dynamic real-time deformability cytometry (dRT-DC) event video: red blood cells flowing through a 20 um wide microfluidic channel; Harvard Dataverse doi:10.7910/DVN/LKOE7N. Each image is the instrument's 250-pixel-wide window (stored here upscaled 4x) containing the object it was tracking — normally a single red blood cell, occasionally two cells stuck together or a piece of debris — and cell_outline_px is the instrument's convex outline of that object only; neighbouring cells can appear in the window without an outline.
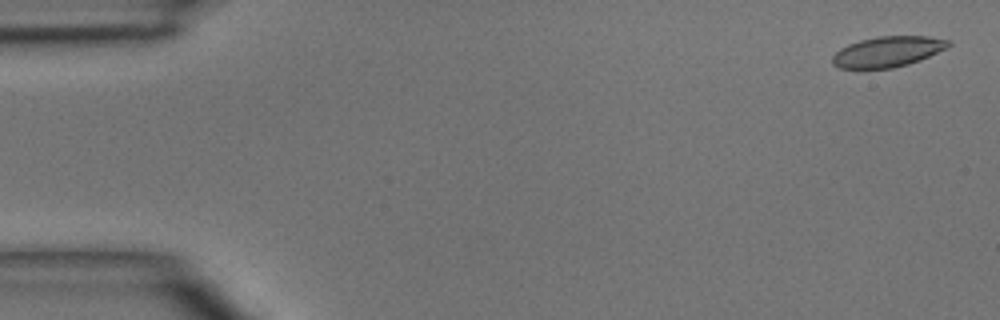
{"species": "common noctule bat (a hibernating species)", "species_latin": "Nyctalus noctula", "temperature_condition": "room temperature", "stored_images_in_passage": 3, "camera_frame_rate_fps": 3000, "um_per_image_px": 0.085, "animal": {"sex": "male", "body_mass_g": 15.6}, "frame": {"image": 1, "passage_image": 1, "time_ms": 0.0, "image_size_px": [1000, 320], "cell_outline_px": [[952, 44], [948, 48], [920, 60], [908, 64], [892, 68], [840, 68], [832, 64], [832, 56], [840, 48], [848, 44], [860, 40], [876, 36], [928, 36], [948, 40]], "centroid_in_image_um": [75.46, 4.38], "position_along_channel_um": 9.5, "area_um2": 20.69}}